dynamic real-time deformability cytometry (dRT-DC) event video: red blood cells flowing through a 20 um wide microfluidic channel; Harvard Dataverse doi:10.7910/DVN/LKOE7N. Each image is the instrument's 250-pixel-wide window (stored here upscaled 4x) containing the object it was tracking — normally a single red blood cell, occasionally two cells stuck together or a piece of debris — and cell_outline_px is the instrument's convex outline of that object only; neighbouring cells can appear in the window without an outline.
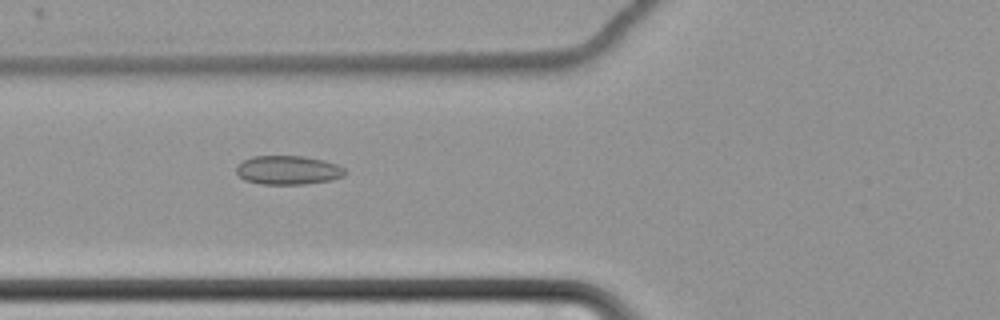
{"species": "common noctule bat (a hibernating species)", "species_latin": "Nyctalus noctula", "temperature_condition": "cold", "stored_images_in_passage": 46, "camera_frame_rate_fps": 3000, "um_per_image_px": 0.085, "animal": {"sex": "female", "body_mass_g": 22.7, "forearm_length_mm": 54.2}, "frame": {"image": 1, "passage_image": 10, "time_ms": 3.0, "image_size_px": [1000, 320], "cell_outline_px": [[348, 172], [344, 176], [332, 180], [304, 184], [260, 184], [244, 180], [236, 172], [236, 168], [244, 160], [252, 156], [304, 156], [324, 160], [336, 164], [344, 168]], "centroid_in_image_um": [24.52, 14.46], "position_along_channel_um": 101.3, "area_um2": 18.38}}
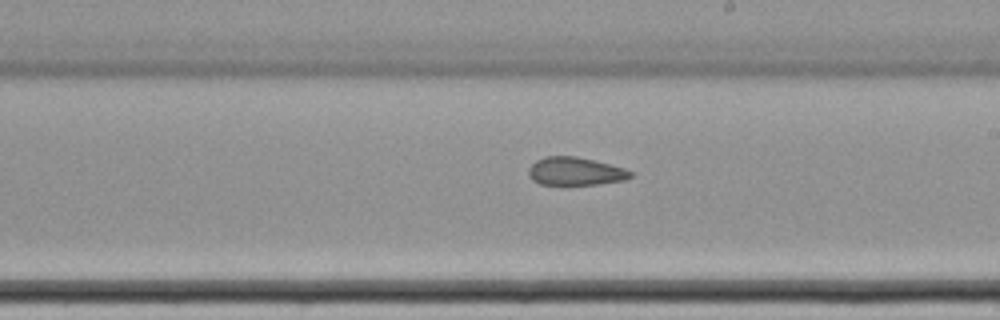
{"frame": {"image": 2, "passage_image": 22, "time_ms": 7.0, "image_size_px": [1000, 320], "cell_outline_px": [[632, 176], [624, 180], [596, 184], [540, 184], [532, 180], [528, 176], [528, 168], [536, 160], [544, 156], [576, 156], [624, 168], [632, 172]], "centroid_in_image_um": [48.85, 14.55], "position_along_channel_um": 240.1, "area_um2": 16.53}}
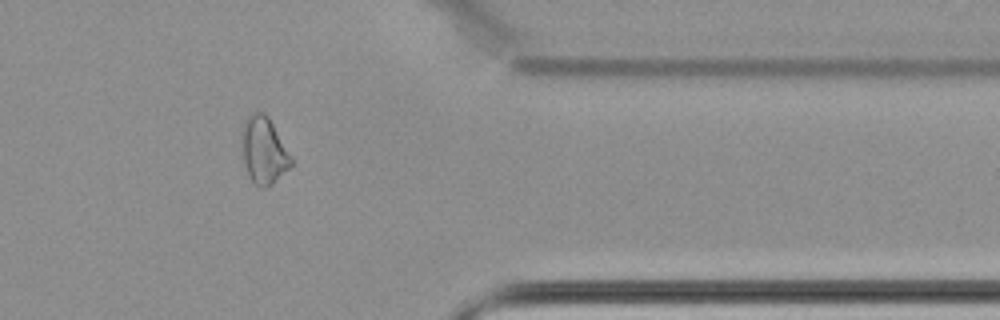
{"frame": {"image": 3, "passage_image": 36, "time_ms": 11.667, "image_size_px": [1000, 320], "cell_outline_px": [[292, 164], [268, 188], [260, 188], [252, 180], [248, 172], [244, 160], [240, 132], [244, 120], [248, 116], [256, 112], [264, 112], [268, 116], [292, 156]], "centroid_in_image_um": [22.41, 12.76], "position_along_channel_um": 389.0, "area_um2": 19.13}, "authors_computed_cell_mechanics": {"area_um2": 18.1203, "velocity_mm_per_s": 3.4668, "shape_relaxation_time_tau1_ms": null, "shape_relaxation_time_tau2_ms": 2.3244, "deformation_change_tau1": null, "deformation_change_tau2": 0.096}}